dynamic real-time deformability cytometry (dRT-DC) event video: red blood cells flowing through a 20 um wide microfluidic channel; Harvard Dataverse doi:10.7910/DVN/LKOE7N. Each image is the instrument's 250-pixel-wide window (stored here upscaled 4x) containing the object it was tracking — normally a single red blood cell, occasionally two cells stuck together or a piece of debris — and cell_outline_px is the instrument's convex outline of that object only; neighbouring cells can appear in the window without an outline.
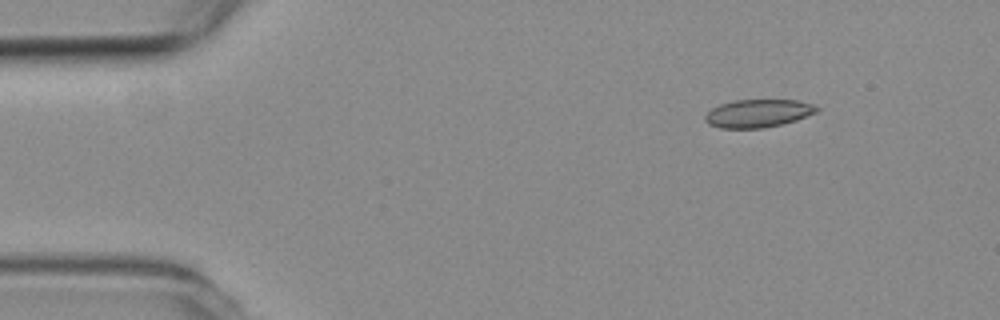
{"species": "common noctule bat (a hibernating species)", "species_latin": "Nyctalus noctula", "temperature_condition": "room temperature", "stored_images_in_passage": 15, "camera_frame_rate_fps": 3000, "um_per_image_px": 0.085, "animal": {"sex": "female", "body_mass_g": 19.3, "forearm_length_mm": 54.1}, "frame": {"image": 1, "passage_image": 1, "time_ms": 0.0, "image_size_px": [1000, 320], "cell_outline_px": [[820, 108], [816, 112], [796, 120], [764, 128], [720, 128], [708, 124], [704, 120], [704, 116], [712, 108], [720, 104], [736, 100], [800, 100], [816, 104]], "centroid_in_image_um": [64.45, 9.63], "position_along_channel_um": 20.6, "area_um2": 18.26}}
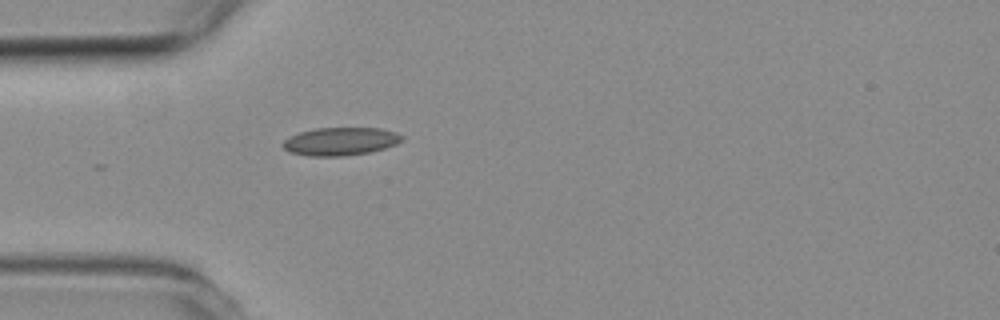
{"frame": {"image": 2, "passage_image": 10, "time_ms": 3.0, "image_size_px": [1000, 320], "cell_outline_px": [[404, 136], [396, 144], [384, 148], [368, 152], [344, 156], [308, 156], [288, 152], [280, 144], [288, 136], [300, 132], [316, 128], [380, 128], [396, 132]], "centroid_in_image_um": [28.88, 12.02], "position_along_channel_um": 56.1, "area_um2": 19.48}}
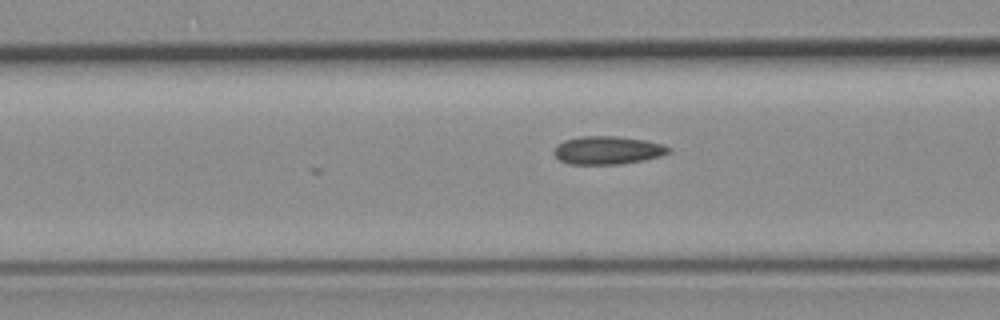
{"frame": {"image": 3, "passage_image": 15, "time_ms": 4.667, "image_size_px": [1000, 320], "cell_outline_px": [[672, 152], [660, 156], [644, 160], [620, 164], [568, 164], [560, 160], [552, 152], [556, 144], [564, 140], [580, 136], [616, 136], [644, 140], [664, 144], [672, 148]], "centroid_in_image_um": [51.65, 12.77], "position_along_channel_um": 114.9, "area_um2": 19.02}}